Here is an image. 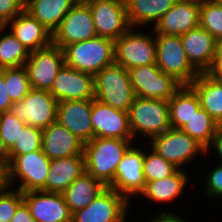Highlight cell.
Here are the masks:
<instances>
[{"mask_svg":"<svg viewBox=\"0 0 222 222\" xmlns=\"http://www.w3.org/2000/svg\"><path fill=\"white\" fill-rule=\"evenodd\" d=\"M132 140L93 138L84 144L85 172L109 187Z\"/></svg>","mask_w":222,"mask_h":222,"instance_id":"obj_1","label":"cell"},{"mask_svg":"<svg viewBox=\"0 0 222 222\" xmlns=\"http://www.w3.org/2000/svg\"><path fill=\"white\" fill-rule=\"evenodd\" d=\"M62 50L65 65L91 75L115 63L114 41L104 37L75 42Z\"/></svg>","mask_w":222,"mask_h":222,"instance_id":"obj_2","label":"cell"},{"mask_svg":"<svg viewBox=\"0 0 222 222\" xmlns=\"http://www.w3.org/2000/svg\"><path fill=\"white\" fill-rule=\"evenodd\" d=\"M94 94L98 101L125 112L136 97L128 70L116 63L94 75Z\"/></svg>","mask_w":222,"mask_h":222,"instance_id":"obj_3","label":"cell"},{"mask_svg":"<svg viewBox=\"0 0 222 222\" xmlns=\"http://www.w3.org/2000/svg\"><path fill=\"white\" fill-rule=\"evenodd\" d=\"M128 114L133 137L137 132L152 138L171 128L168 100L135 97Z\"/></svg>","mask_w":222,"mask_h":222,"instance_id":"obj_4","label":"cell"},{"mask_svg":"<svg viewBox=\"0 0 222 222\" xmlns=\"http://www.w3.org/2000/svg\"><path fill=\"white\" fill-rule=\"evenodd\" d=\"M156 65L182 85H190L200 74L189 62L181 37L155 34Z\"/></svg>","mask_w":222,"mask_h":222,"instance_id":"obj_5","label":"cell"},{"mask_svg":"<svg viewBox=\"0 0 222 222\" xmlns=\"http://www.w3.org/2000/svg\"><path fill=\"white\" fill-rule=\"evenodd\" d=\"M51 160L41 150L14 156L7 168L8 186L16 176L22 180L18 187L21 192L32 190L45 191V182L49 172Z\"/></svg>","mask_w":222,"mask_h":222,"instance_id":"obj_6","label":"cell"},{"mask_svg":"<svg viewBox=\"0 0 222 222\" xmlns=\"http://www.w3.org/2000/svg\"><path fill=\"white\" fill-rule=\"evenodd\" d=\"M128 72L136 97L169 100L183 86L157 65L138 66Z\"/></svg>","mask_w":222,"mask_h":222,"instance_id":"obj_7","label":"cell"},{"mask_svg":"<svg viewBox=\"0 0 222 222\" xmlns=\"http://www.w3.org/2000/svg\"><path fill=\"white\" fill-rule=\"evenodd\" d=\"M130 28L114 41L115 63L126 70L145 65H156L154 36L133 32Z\"/></svg>","mask_w":222,"mask_h":222,"instance_id":"obj_8","label":"cell"},{"mask_svg":"<svg viewBox=\"0 0 222 222\" xmlns=\"http://www.w3.org/2000/svg\"><path fill=\"white\" fill-rule=\"evenodd\" d=\"M57 106L49 91L32 88L23 100L13 102L10 112L27 125L43 130L57 121Z\"/></svg>","mask_w":222,"mask_h":222,"instance_id":"obj_9","label":"cell"},{"mask_svg":"<svg viewBox=\"0 0 222 222\" xmlns=\"http://www.w3.org/2000/svg\"><path fill=\"white\" fill-rule=\"evenodd\" d=\"M86 4L98 37L115 41L131 28L125 0H93Z\"/></svg>","mask_w":222,"mask_h":222,"instance_id":"obj_10","label":"cell"},{"mask_svg":"<svg viewBox=\"0 0 222 222\" xmlns=\"http://www.w3.org/2000/svg\"><path fill=\"white\" fill-rule=\"evenodd\" d=\"M151 148L178 169L206 148L181 129L170 128L151 138Z\"/></svg>","mask_w":222,"mask_h":222,"instance_id":"obj_11","label":"cell"},{"mask_svg":"<svg viewBox=\"0 0 222 222\" xmlns=\"http://www.w3.org/2000/svg\"><path fill=\"white\" fill-rule=\"evenodd\" d=\"M64 64L63 50L53 43L45 48L30 52L24 67L27 70L31 87L49 91Z\"/></svg>","mask_w":222,"mask_h":222,"instance_id":"obj_12","label":"cell"},{"mask_svg":"<svg viewBox=\"0 0 222 222\" xmlns=\"http://www.w3.org/2000/svg\"><path fill=\"white\" fill-rule=\"evenodd\" d=\"M128 199L107 187L87 207L72 213L71 222H125Z\"/></svg>","mask_w":222,"mask_h":222,"instance_id":"obj_13","label":"cell"},{"mask_svg":"<svg viewBox=\"0 0 222 222\" xmlns=\"http://www.w3.org/2000/svg\"><path fill=\"white\" fill-rule=\"evenodd\" d=\"M95 37L97 32L89 6L76 2L52 33V43L62 49L72 43Z\"/></svg>","mask_w":222,"mask_h":222,"instance_id":"obj_14","label":"cell"},{"mask_svg":"<svg viewBox=\"0 0 222 222\" xmlns=\"http://www.w3.org/2000/svg\"><path fill=\"white\" fill-rule=\"evenodd\" d=\"M49 92L58 102L93 100L95 99L94 75L64 64Z\"/></svg>","mask_w":222,"mask_h":222,"instance_id":"obj_15","label":"cell"},{"mask_svg":"<svg viewBox=\"0 0 222 222\" xmlns=\"http://www.w3.org/2000/svg\"><path fill=\"white\" fill-rule=\"evenodd\" d=\"M91 123L94 138L133 139L128 112L115 109L97 99L92 100Z\"/></svg>","mask_w":222,"mask_h":222,"instance_id":"obj_16","label":"cell"},{"mask_svg":"<svg viewBox=\"0 0 222 222\" xmlns=\"http://www.w3.org/2000/svg\"><path fill=\"white\" fill-rule=\"evenodd\" d=\"M201 2L178 0L154 25L153 32L181 36L199 26Z\"/></svg>","mask_w":222,"mask_h":222,"instance_id":"obj_17","label":"cell"},{"mask_svg":"<svg viewBox=\"0 0 222 222\" xmlns=\"http://www.w3.org/2000/svg\"><path fill=\"white\" fill-rule=\"evenodd\" d=\"M144 152L139 148L130 147L120 161L114 181L109 188L114 189L127 199L141 193L146 186L143 175Z\"/></svg>","mask_w":222,"mask_h":222,"instance_id":"obj_18","label":"cell"},{"mask_svg":"<svg viewBox=\"0 0 222 222\" xmlns=\"http://www.w3.org/2000/svg\"><path fill=\"white\" fill-rule=\"evenodd\" d=\"M23 201L36 222H71L72 214L62 194L32 190L23 193Z\"/></svg>","mask_w":222,"mask_h":222,"instance_id":"obj_19","label":"cell"},{"mask_svg":"<svg viewBox=\"0 0 222 222\" xmlns=\"http://www.w3.org/2000/svg\"><path fill=\"white\" fill-rule=\"evenodd\" d=\"M180 37L191 65L199 73H207L215 60L219 42L200 26L182 34Z\"/></svg>","mask_w":222,"mask_h":222,"instance_id":"obj_20","label":"cell"},{"mask_svg":"<svg viewBox=\"0 0 222 222\" xmlns=\"http://www.w3.org/2000/svg\"><path fill=\"white\" fill-rule=\"evenodd\" d=\"M91 110L92 100L58 102L57 122L85 144L94 138Z\"/></svg>","mask_w":222,"mask_h":222,"instance_id":"obj_21","label":"cell"},{"mask_svg":"<svg viewBox=\"0 0 222 222\" xmlns=\"http://www.w3.org/2000/svg\"><path fill=\"white\" fill-rule=\"evenodd\" d=\"M42 151L50 159L84 155V143L59 122L42 130Z\"/></svg>","mask_w":222,"mask_h":222,"instance_id":"obj_22","label":"cell"},{"mask_svg":"<svg viewBox=\"0 0 222 222\" xmlns=\"http://www.w3.org/2000/svg\"><path fill=\"white\" fill-rule=\"evenodd\" d=\"M10 27L14 36L29 50L37 51L52 44V33L27 10L18 14Z\"/></svg>","mask_w":222,"mask_h":222,"instance_id":"obj_23","label":"cell"},{"mask_svg":"<svg viewBox=\"0 0 222 222\" xmlns=\"http://www.w3.org/2000/svg\"><path fill=\"white\" fill-rule=\"evenodd\" d=\"M84 172V155H74L72 157L51 160L45 182V192L62 194Z\"/></svg>","mask_w":222,"mask_h":222,"instance_id":"obj_24","label":"cell"},{"mask_svg":"<svg viewBox=\"0 0 222 222\" xmlns=\"http://www.w3.org/2000/svg\"><path fill=\"white\" fill-rule=\"evenodd\" d=\"M189 86L197 94L200 106L222 126V80L200 73Z\"/></svg>","mask_w":222,"mask_h":222,"instance_id":"obj_25","label":"cell"},{"mask_svg":"<svg viewBox=\"0 0 222 222\" xmlns=\"http://www.w3.org/2000/svg\"><path fill=\"white\" fill-rule=\"evenodd\" d=\"M106 188L101 181L84 172L65 189L62 195L72 214L87 207Z\"/></svg>","mask_w":222,"mask_h":222,"instance_id":"obj_26","label":"cell"},{"mask_svg":"<svg viewBox=\"0 0 222 222\" xmlns=\"http://www.w3.org/2000/svg\"><path fill=\"white\" fill-rule=\"evenodd\" d=\"M76 0H26L25 10L53 33Z\"/></svg>","mask_w":222,"mask_h":222,"instance_id":"obj_27","label":"cell"},{"mask_svg":"<svg viewBox=\"0 0 222 222\" xmlns=\"http://www.w3.org/2000/svg\"><path fill=\"white\" fill-rule=\"evenodd\" d=\"M168 102L169 121L173 129H182L201 107L197 94L189 85H183Z\"/></svg>","mask_w":222,"mask_h":222,"instance_id":"obj_28","label":"cell"},{"mask_svg":"<svg viewBox=\"0 0 222 222\" xmlns=\"http://www.w3.org/2000/svg\"><path fill=\"white\" fill-rule=\"evenodd\" d=\"M178 0H125L130 26L154 25ZM155 21V22H154Z\"/></svg>","mask_w":222,"mask_h":222,"instance_id":"obj_29","label":"cell"},{"mask_svg":"<svg viewBox=\"0 0 222 222\" xmlns=\"http://www.w3.org/2000/svg\"><path fill=\"white\" fill-rule=\"evenodd\" d=\"M187 180L186 172L177 169L166 178L146 182L145 189L140 194L159 203L172 201L181 194Z\"/></svg>","mask_w":222,"mask_h":222,"instance_id":"obj_30","label":"cell"},{"mask_svg":"<svg viewBox=\"0 0 222 222\" xmlns=\"http://www.w3.org/2000/svg\"><path fill=\"white\" fill-rule=\"evenodd\" d=\"M4 29L6 26H0V32ZM29 54V50L12 32L0 36V69L24 66Z\"/></svg>","mask_w":222,"mask_h":222,"instance_id":"obj_31","label":"cell"},{"mask_svg":"<svg viewBox=\"0 0 222 222\" xmlns=\"http://www.w3.org/2000/svg\"><path fill=\"white\" fill-rule=\"evenodd\" d=\"M219 127L218 123L200 107L181 130L191 138L197 140L208 150L211 147V141Z\"/></svg>","mask_w":222,"mask_h":222,"instance_id":"obj_32","label":"cell"},{"mask_svg":"<svg viewBox=\"0 0 222 222\" xmlns=\"http://www.w3.org/2000/svg\"><path fill=\"white\" fill-rule=\"evenodd\" d=\"M0 73L5 79L8 95L12 102L23 100L32 89L24 66L0 69Z\"/></svg>","mask_w":222,"mask_h":222,"instance_id":"obj_33","label":"cell"},{"mask_svg":"<svg viewBox=\"0 0 222 222\" xmlns=\"http://www.w3.org/2000/svg\"><path fill=\"white\" fill-rule=\"evenodd\" d=\"M199 26L222 42V5L218 0L201 2Z\"/></svg>","mask_w":222,"mask_h":222,"instance_id":"obj_34","label":"cell"},{"mask_svg":"<svg viewBox=\"0 0 222 222\" xmlns=\"http://www.w3.org/2000/svg\"><path fill=\"white\" fill-rule=\"evenodd\" d=\"M178 168L165 160L152 149L150 154L144 152L143 175L145 182L160 180L172 175Z\"/></svg>","mask_w":222,"mask_h":222,"instance_id":"obj_35","label":"cell"},{"mask_svg":"<svg viewBox=\"0 0 222 222\" xmlns=\"http://www.w3.org/2000/svg\"><path fill=\"white\" fill-rule=\"evenodd\" d=\"M42 135V129L26 124L15 141L13 148L9 151V159L41 150Z\"/></svg>","mask_w":222,"mask_h":222,"instance_id":"obj_36","label":"cell"},{"mask_svg":"<svg viewBox=\"0 0 222 222\" xmlns=\"http://www.w3.org/2000/svg\"><path fill=\"white\" fill-rule=\"evenodd\" d=\"M26 123L18 119L12 112H4L0 118V138L8 152L13 148Z\"/></svg>","mask_w":222,"mask_h":222,"instance_id":"obj_37","label":"cell"},{"mask_svg":"<svg viewBox=\"0 0 222 222\" xmlns=\"http://www.w3.org/2000/svg\"><path fill=\"white\" fill-rule=\"evenodd\" d=\"M23 192L7 190L0 192V222H11L17 208L23 203Z\"/></svg>","mask_w":222,"mask_h":222,"instance_id":"obj_38","label":"cell"},{"mask_svg":"<svg viewBox=\"0 0 222 222\" xmlns=\"http://www.w3.org/2000/svg\"><path fill=\"white\" fill-rule=\"evenodd\" d=\"M25 0H0V26H7L25 10Z\"/></svg>","mask_w":222,"mask_h":222,"instance_id":"obj_39","label":"cell"},{"mask_svg":"<svg viewBox=\"0 0 222 222\" xmlns=\"http://www.w3.org/2000/svg\"><path fill=\"white\" fill-rule=\"evenodd\" d=\"M205 192L209 196H222V164L216 166L208 175Z\"/></svg>","mask_w":222,"mask_h":222,"instance_id":"obj_40","label":"cell"},{"mask_svg":"<svg viewBox=\"0 0 222 222\" xmlns=\"http://www.w3.org/2000/svg\"><path fill=\"white\" fill-rule=\"evenodd\" d=\"M13 102L8 95L7 85L3 75L0 73V112H8L11 110Z\"/></svg>","mask_w":222,"mask_h":222,"instance_id":"obj_41","label":"cell"},{"mask_svg":"<svg viewBox=\"0 0 222 222\" xmlns=\"http://www.w3.org/2000/svg\"><path fill=\"white\" fill-rule=\"evenodd\" d=\"M207 73L214 78L222 80V44L221 43L218 44L215 60L213 62L211 69Z\"/></svg>","mask_w":222,"mask_h":222,"instance_id":"obj_42","label":"cell"},{"mask_svg":"<svg viewBox=\"0 0 222 222\" xmlns=\"http://www.w3.org/2000/svg\"><path fill=\"white\" fill-rule=\"evenodd\" d=\"M11 222H36L25 202L16 210Z\"/></svg>","mask_w":222,"mask_h":222,"instance_id":"obj_43","label":"cell"},{"mask_svg":"<svg viewBox=\"0 0 222 222\" xmlns=\"http://www.w3.org/2000/svg\"><path fill=\"white\" fill-rule=\"evenodd\" d=\"M156 217H154L153 220L151 219L150 222H186L179 216H175V214H172L171 212L167 213V211H162V213H160V215Z\"/></svg>","mask_w":222,"mask_h":222,"instance_id":"obj_44","label":"cell"},{"mask_svg":"<svg viewBox=\"0 0 222 222\" xmlns=\"http://www.w3.org/2000/svg\"><path fill=\"white\" fill-rule=\"evenodd\" d=\"M211 143L212 144H210V145L211 146L214 145V147H215V149L217 151V154H219V156H220V158L222 160V126H220L217 129V131H216V133H215ZM221 164H222V162H221Z\"/></svg>","mask_w":222,"mask_h":222,"instance_id":"obj_45","label":"cell"},{"mask_svg":"<svg viewBox=\"0 0 222 222\" xmlns=\"http://www.w3.org/2000/svg\"><path fill=\"white\" fill-rule=\"evenodd\" d=\"M0 163H2L6 168H8L10 159L9 152L4 146L3 140L0 138Z\"/></svg>","mask_w":222,"mask_h":222,"instance_id":"obj_46","label":"cell"},{"mask_svg":"<svg viewBox=\"0 0 222 222\" xmlns=\"http://www.w3.org/2000/svg\"><path fill=\"white\" fill-rule=\"evenodd\" d=\"M8 181H7V168L0 163V192L4 191L8 188Z\"/></svg>","mask_w":222,"mask_h":222,"instance_id":"obj_47","label":"cell"},{"mask_svg":"<svg viewBox=\"0 0 222 222\" xmlns=\"http://www.w3.org/2000/svg\"><path fill=\"white\" fill-rule=\"evenodd\" d=\"M78 3H88L93 0H76Z\"/></svg>","mask_w":222,"mask_h":222,"instance_id":"obj_48","label":"cell"}]
</instances>
